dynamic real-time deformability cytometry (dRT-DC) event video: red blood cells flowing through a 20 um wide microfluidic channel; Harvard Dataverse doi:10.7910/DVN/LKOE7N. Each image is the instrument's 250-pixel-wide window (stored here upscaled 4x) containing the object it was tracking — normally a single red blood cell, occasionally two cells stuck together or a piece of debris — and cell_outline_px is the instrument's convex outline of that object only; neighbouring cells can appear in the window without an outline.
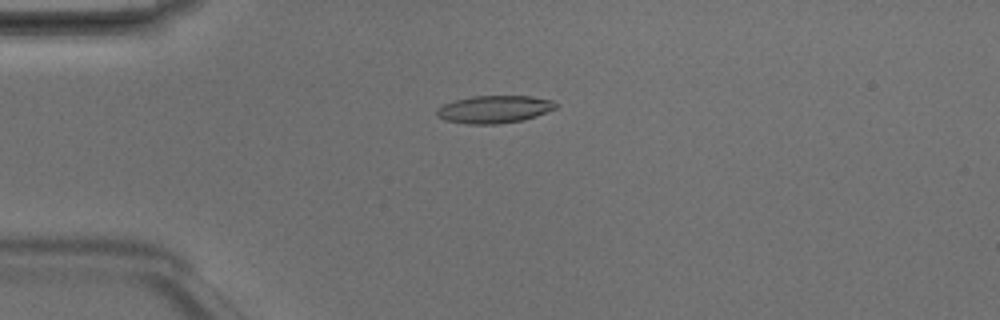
{"species": "Egyptian fruit bat (a non-hibernating species)", "species_latin": "Rousettus aegyptiacus", "temperature_condition": "room temperature", "stored_images_in_passage": 4, "camera_frame_rate_fps": 3000, "um_per_image_px": 0.085, "animal": {"sex": "male"}, "frame": {"image": 1, "passage_image": 1, "time_ms": 0.0, "image_size_px": [1000, 320], "cell_outline_px": [[560, 104], [556, 108], [536, 116], [520, 120], [496, 124], [468, 124], [444, 120], [436, 116], [436, 108], [444, 104], [456, 100], [472, 96], [532, 96], [552, 100]], "centroid_in_image_um": [42.01, 9.28], "position_along_channel_um": 43.0, "area_um2": 19.13}}